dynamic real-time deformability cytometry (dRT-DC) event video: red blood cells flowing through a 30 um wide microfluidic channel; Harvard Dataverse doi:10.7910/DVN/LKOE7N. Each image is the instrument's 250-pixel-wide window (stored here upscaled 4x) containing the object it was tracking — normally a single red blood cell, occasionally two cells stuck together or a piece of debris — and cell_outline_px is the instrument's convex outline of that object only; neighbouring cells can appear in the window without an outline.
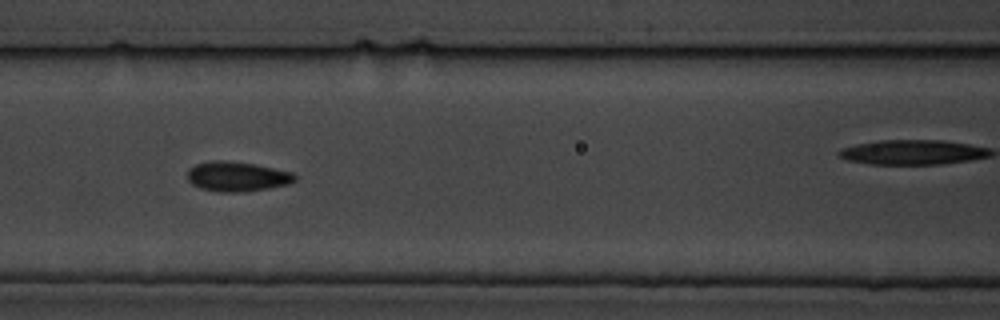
{"species": "common noctule bat (a hibernating species)", "species_latin": "Nyctalus noctula", "temperature_condition": "cold", "stored_images_in_passage": 8, "segment_of_instrument_passage": [1, 2], "camera_frame_rate_fps": 3000, "um_per_image_px": 0.085, "animal": {"sex": "male", "body_mass_g": 19.5, "forearm_length_mm": 54.6}, "frame": {"image": 1, "passage_image": 6, "time_ms": 6.667, "image_size_px": [1000, 320], "cell_outline_px": [[296, 180], [288, 184], [268, 188], [244, 192], [216, 192], [200, 188], [192, 184], [188, 180], [188, 168], [196, 164], [212, 160], [224, 160], [256, 164], [292, 172], [296, 176]], "centroid_in_image_um": [20.13, 15.0], "position_along_channel_um": 146.5, "area_um2": 18.79}}
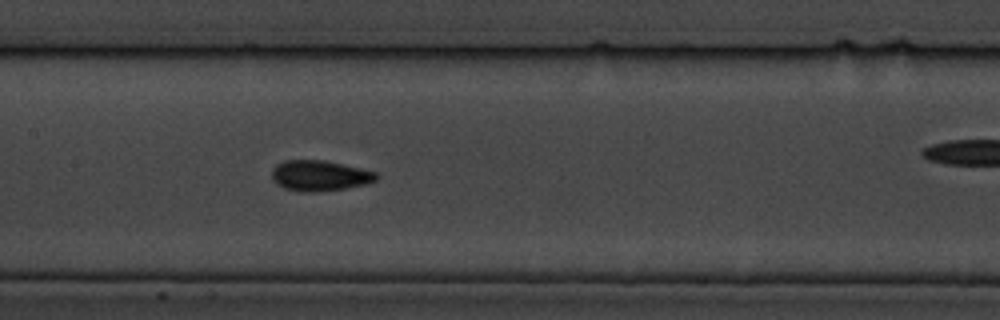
{"frame": {"image": 2, "passage_image": 7, "time_ms": 7.667, "image_size_px": [1000, 320], "cell_outline_px": [[380, 176], [376, 180], [364, 184], [344, 188], [316, 192], [308, 192], [284, 188], [276, 184], [272, 180], [272, 168], [276, 164], [284, 160], [324, 160], [360, 168], [376, 172]], "centroid_in_image_um": [27.14, 14.92], "position_along_channel_um": 180.3, "area_um2": 18.55}}